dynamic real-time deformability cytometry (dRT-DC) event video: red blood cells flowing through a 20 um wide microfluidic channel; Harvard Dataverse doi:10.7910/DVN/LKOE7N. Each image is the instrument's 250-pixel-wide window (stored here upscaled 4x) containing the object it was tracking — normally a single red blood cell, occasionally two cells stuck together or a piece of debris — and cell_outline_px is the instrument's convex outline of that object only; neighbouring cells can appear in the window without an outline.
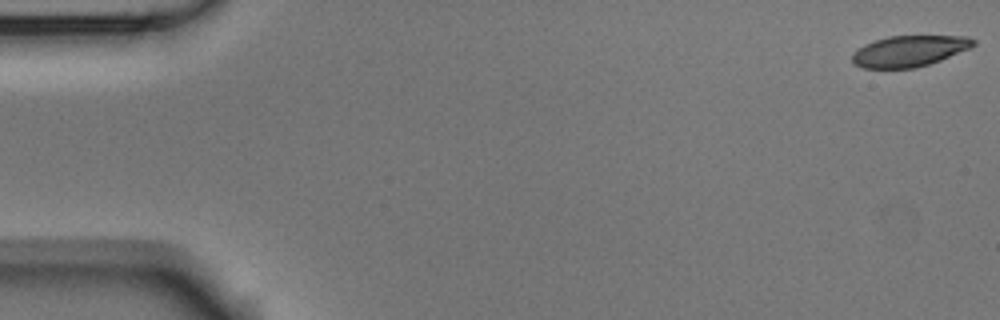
{"species": "Egyptian fruit bat (a non-hibernating species)", "species_latin": "Rousettus aegyptiacus", "temperature_condition": "room temperature", "stored_images_in_passage": 5, "camera_frame_rate_fps": 3000, "um_per_image_px": 0.085, "animal": {"sex": "male"}, "frame": {"image": 1, "passage_image": 1, "time_ms": 0.0, "image_size_px": [1000, 320], "cell_outline_px": [[976, 44], [968, 48], [940, 60], [916, 68], [864, 68], [852, 64], [852, 52], [856, 48], [864, 44], [888, 36], [968, 36], [976, 40]], "centroid_in_image_um": [77.23, 4.34], "position_along_channel_um": 7.8, "area_um2": 21.91}}
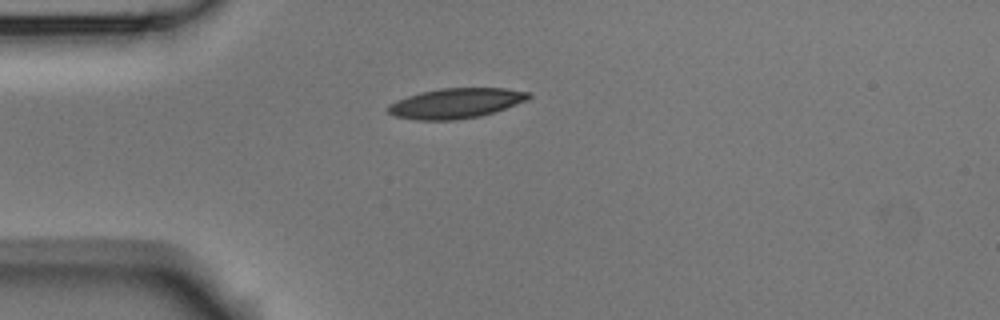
{"frame": {"image": 2, "passage_image": 4, "time_ms": 1.0, "image_size_px": [1000, 320], "cell_outline_px": [[532, 96], [528, 100], [480, 116], [456, 120], [420, 120], [396, 116], [388, 112], [388, 108], [396, 100], [420, 92], [440, 88], [504, 88], [532, 92]], "centroid_in_image_um": [38.79, 8.76], "position_along_channel_um": 46.2, "area_um2": 24.45}}